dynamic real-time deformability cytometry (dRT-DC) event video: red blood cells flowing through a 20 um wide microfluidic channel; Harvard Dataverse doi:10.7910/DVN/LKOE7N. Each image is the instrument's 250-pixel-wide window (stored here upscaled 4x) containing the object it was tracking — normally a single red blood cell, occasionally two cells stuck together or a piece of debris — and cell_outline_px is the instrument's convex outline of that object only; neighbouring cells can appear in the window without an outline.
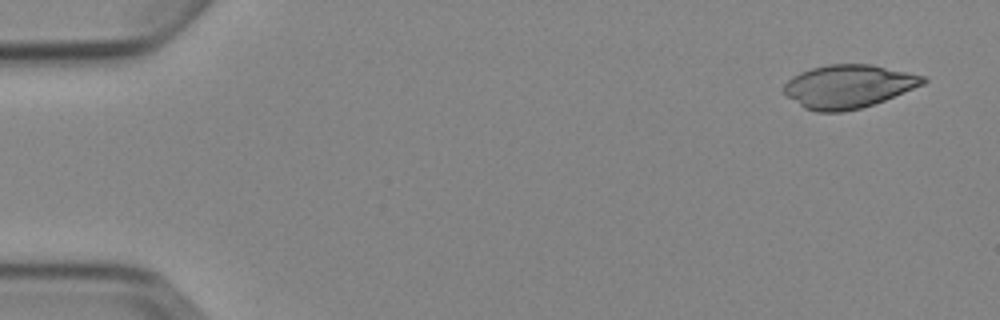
{"species": "Egyptian fruit bat (a non-hibernating species)", "species_latin": "Rousettus aegyptiacus", "temperature_condition": "cold", "stored_images_in_passage": 4, "camera_frame_rate_fps": 3000, "um_per_image_px": 0.085, "animal": {"sex": "female"}, "frame": {"image": 1, "passage_image": 1, "time_ms": 0.0, "image_size_px": [1000, 320], "cell_outline_px": [[928, 80], [924, 84], [884, 100], [860, 108], [840, 112], [816, 112], [804, 108], [788, 96], [784, 92], [784, 84], [792, 76], [800, 72], [812, 68], [828, 64], [872, 64], [928, 76]], "centroid_in_image_um": [72.14, 7.33], "position_along_channel_um": 12.9, "area_um2": 35.08}}